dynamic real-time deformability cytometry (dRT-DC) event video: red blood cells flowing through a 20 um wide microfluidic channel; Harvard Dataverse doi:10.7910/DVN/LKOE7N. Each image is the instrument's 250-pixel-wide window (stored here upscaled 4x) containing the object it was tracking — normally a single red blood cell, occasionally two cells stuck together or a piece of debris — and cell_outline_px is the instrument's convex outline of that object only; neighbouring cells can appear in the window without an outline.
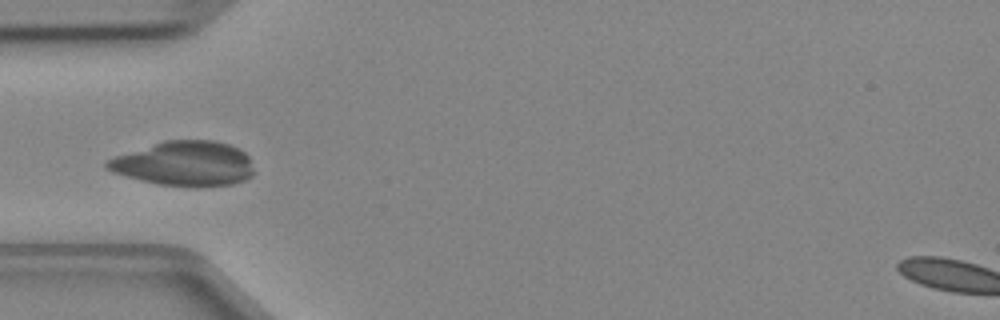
{"species": "Egyptian fruit bat (a non-hibernating species)", "species_latin": "Rousettus aegyptiacus", "temperature_condition": "cold", "stored_images_in_passage": 36, "camera_frame_rate_fps": 3000, "um_per_image_px": 0.085, "animal": {"sex": "female"}, "frame": {"image": 1, "passage_image": 6, "time_ms": 1.667, "image_size_px": [1000, 320], "cell_outline_px": [[252, 176], [244, 180], [232, 184], [196, 188], [192, 188], [156, 184], [140, 180], [112, 172], [104, 168], [104, 160], [112, 156], [164, 140], [212, 140], [228, 144], [240, 148], [248, 156], [252, 168]], "centroid_in_image_um": [15.62, 13.92], "position_along_channel_um": 69.4, "area_um2": 38.9}}
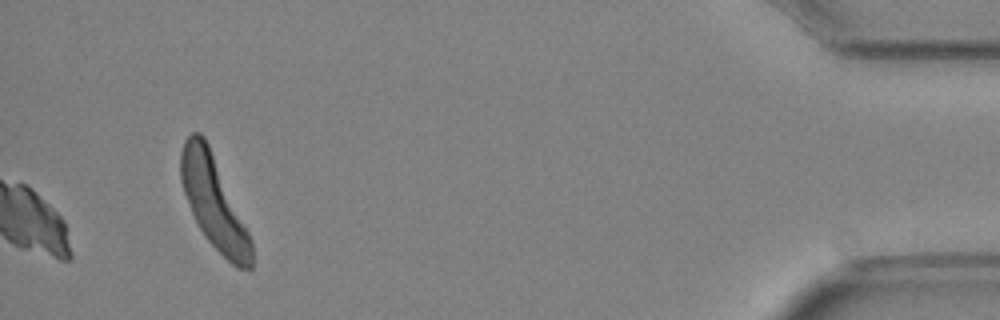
{"frame": {"image": 2, "passage_image": 36, "time_ms": 11.667, "image_size_px": [1000, 320], "cell_outline_px": [[252, 268], [236, 268], [204, 236], [192, 212], [184, 192], [180, 180], [180, 152], [184, 140], [192, 132], [200, 132], [204, 136], [208, 144], [252, 240]], "centroid_in_image_um": [18.15, 17.18], "position_along_channel_um": 417.0, "area_um2": 37.05}}